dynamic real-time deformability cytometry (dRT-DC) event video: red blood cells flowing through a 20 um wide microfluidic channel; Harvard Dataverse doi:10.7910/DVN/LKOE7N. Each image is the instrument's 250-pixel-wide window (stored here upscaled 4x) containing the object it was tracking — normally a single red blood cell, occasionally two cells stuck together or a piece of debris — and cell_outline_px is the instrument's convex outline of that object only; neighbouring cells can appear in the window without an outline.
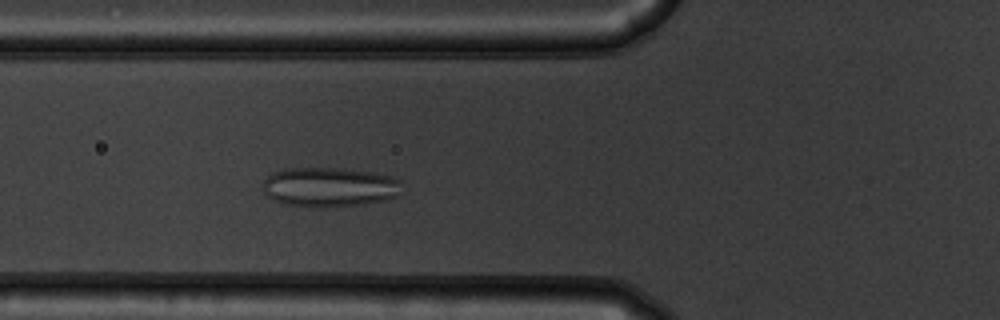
{"species": "common noctule bat (a hibernating species)", "species_latin": "Nyctalus noctula", "temperature_condition": "warm", "stored_images_in_passage": 48, "camera_frame_rate_fps": 3000, "um_per_image_px": 0.085, "animal": {"sex": "male", "body_mass_g": 19.5, "forearm_length_mm": 54.6}, "frame": {"image": 1, "passage_image": 14, "time_ms": 4.333, "image_size_px": [1000, 320], "cell_outline_px": [[400, 196], [388, 200], [360, 204], [324, 208], [312, 208], [284, 204], [272, 200], [264, 192], [264, 180], [272, 172], [284, 168], [344, 168], [372, 172], [392, 176], [400, 180]], "centroid_in_image_um": [28.01, 15.91], "position_along_channel_um": 97.8, "area_um2": 32.6}}
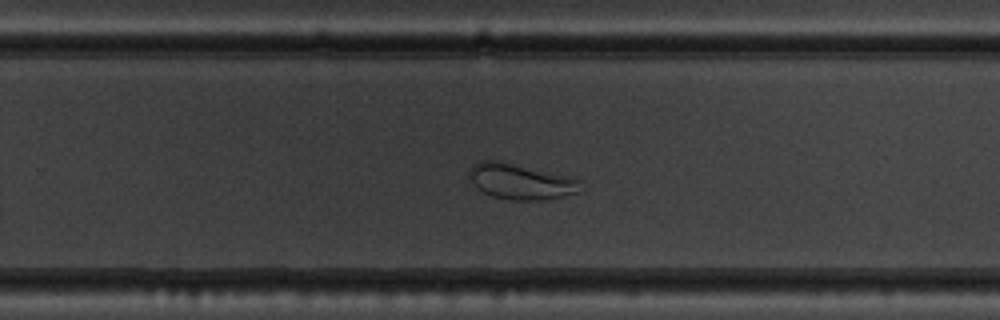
{"frame": {"image": 2, "passage_image": 29, "time_ms": 9.333, "image_size_px": [1000, 320], "cell_outline_px": [[580, 192], [548, 200], [512, 200], [492, 196], [476, 188], [468, 172], [472, 164], [480, 160], [500, 160], [576, 176], [580, 180]], "centroid_in_image_um": [44.32, 15.4], "position_along_channel_um": 285.5, "area_um2": 23.81}}
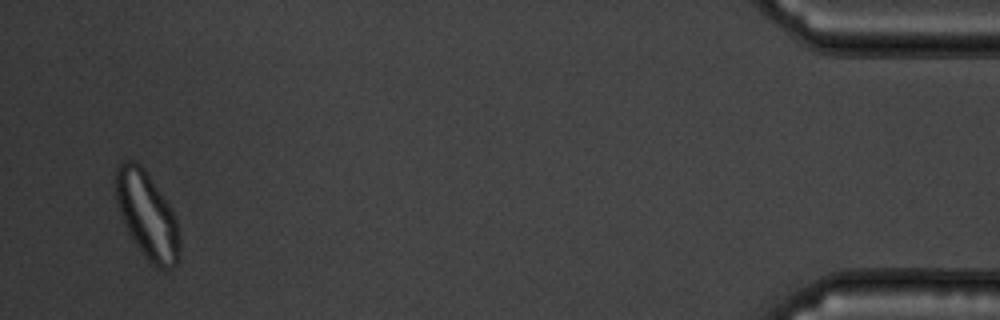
{"frame": {"image": 3, "passage_image": 46, "time_ms": 15.0, "image_size_px": [1000, 320], "cell_outline_px": [[176, 264], [172, 268], [160, 268], [152, 264], [148, 260], [136, 244], [128, 232], [124, 224], [116, 204], [116, 168], [124, 160], [136, 160], [144, 168], [168, 204], [176, 220]], "centroid_in_image_um": [12.42, 18.22], "position_along_channel_um": 422.8, "area_um2": 31.1}}